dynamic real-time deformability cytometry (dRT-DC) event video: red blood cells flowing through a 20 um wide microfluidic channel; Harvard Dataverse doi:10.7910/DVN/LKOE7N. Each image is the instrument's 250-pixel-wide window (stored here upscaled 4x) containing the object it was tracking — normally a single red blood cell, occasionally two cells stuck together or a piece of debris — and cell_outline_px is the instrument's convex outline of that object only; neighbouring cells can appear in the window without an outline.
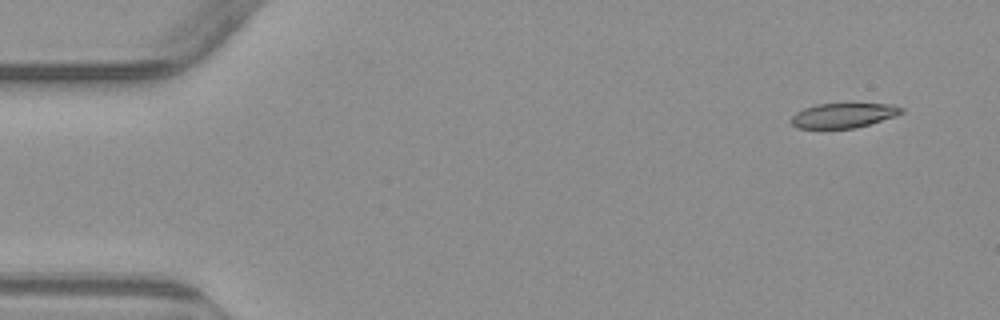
{"species": "common noctule bat (a hibernating species)", "species_latin": "Nyctalus noctula", "temperature_condition": "warm", "stored_images_in_passage": 6, "camera_frame_rate_fps": 3000, "um_per_image_px": 0.085, "animal": {"sex": "male", "body_mass_g": 23.1, "forearm_length_mm": 52.7}, "frame": {"image": 1, "passage_image": 1, "time_ms": 0.0, "image_size_px": [1000, 320], "cell_outline_px": [[904, 112], [896, 116], [856, 128], [796, 128], [792, 124], [792, 116], [796, 112], [804, 108], [816, 104], [892, 104], [904, 108]], "centroid_in_image_um": [71.71, 9.81], "position_along_channel_um": 13.3, "area_um2": 15.84}}
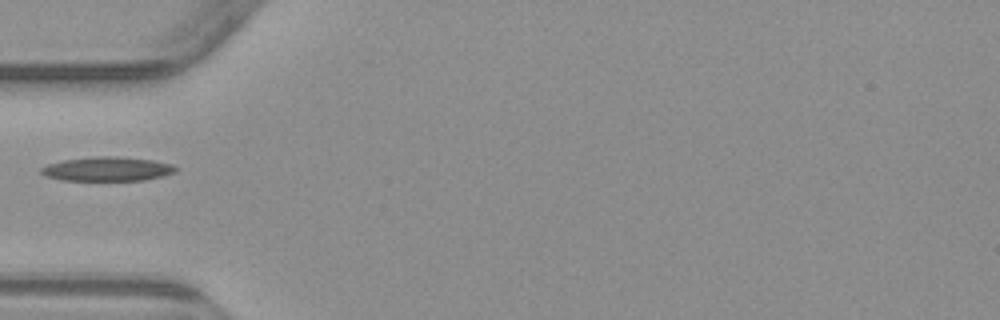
{"frame": {"image": 2, "passage_image": 5, "time_ms": 4.667, "image_size_px": [1000, 320], "cell_outline_px": [[176, 172], [144, 180], [60, 180], [44, 176], [40, 172], [40, 168], [48, 164], [64, 160], [96, 156], [116, 156], [152, 160], [172, 164], [176, 168]], "centroid_in_image_um": [9.08, 14.36], "position_along_channel_um": 75.9, "area_um2": 18.84}}
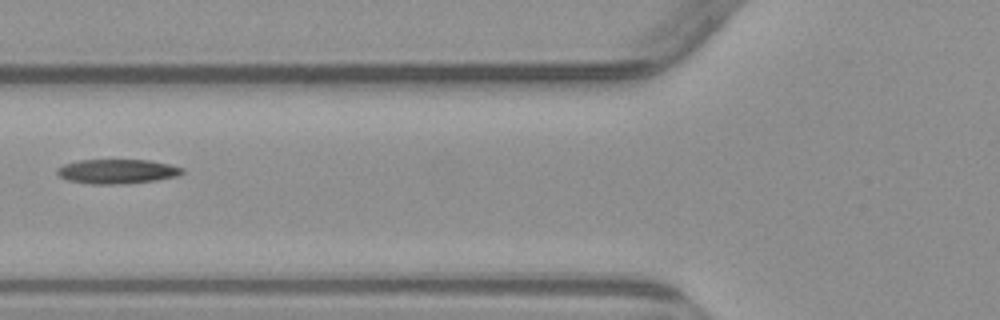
{"frame": {"image": 3, "passage_image": 6, "time_ms": 5.667, "image_size_px": [1000, 320], "cell_outline_px": [[184, 172], [176, 176], [156, 180], [112, 184], [92, 184], [68, 180], [60, 176], [56, 172], [56, 168], [64, 164], [80, 160], [148, 160], [168, 164], [184, 168]], "centroid_in_image_um": [9.93, 14.56], "position_along_channel_um": 115.9, "area_um2": 17.57}}